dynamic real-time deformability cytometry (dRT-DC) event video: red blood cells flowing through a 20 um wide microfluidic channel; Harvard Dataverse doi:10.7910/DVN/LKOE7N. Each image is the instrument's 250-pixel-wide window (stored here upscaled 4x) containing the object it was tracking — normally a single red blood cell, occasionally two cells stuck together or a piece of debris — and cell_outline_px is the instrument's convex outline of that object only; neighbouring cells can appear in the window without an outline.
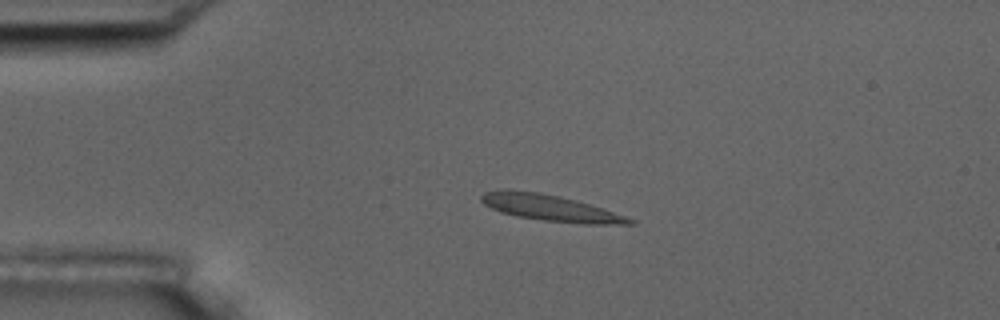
{"species": "common noctule bat (a hibernating species)", "species_latin": "Nyctalus noctula", "temperature_condition": "room temperature", "stored_images_in_passage": 4, "camera_frame_rate_fps": 3000, "um_per_image_px": 0.085, "animal": {"sex": "male", "body_mass_g": 17.5, "forearm_length_mm": 52.3}, "frame": {"image": 1, "passage_image": 3, "time_ms": 2.667, "image_size_px": [1000, 320], "cell_outline_px": [[636, 224], [584, 224], [544, 220], [520, 216], [500, 212], [484, 204], [480, 200], [480, 196], [484, 192], [504, 188], [540, 192], [560, 196], [576, 200], [636, 220]], "centroid_in_image_um": [46.72, 17.65], "position_along_channel_um": 38.3, "area_um2": 22.48}}